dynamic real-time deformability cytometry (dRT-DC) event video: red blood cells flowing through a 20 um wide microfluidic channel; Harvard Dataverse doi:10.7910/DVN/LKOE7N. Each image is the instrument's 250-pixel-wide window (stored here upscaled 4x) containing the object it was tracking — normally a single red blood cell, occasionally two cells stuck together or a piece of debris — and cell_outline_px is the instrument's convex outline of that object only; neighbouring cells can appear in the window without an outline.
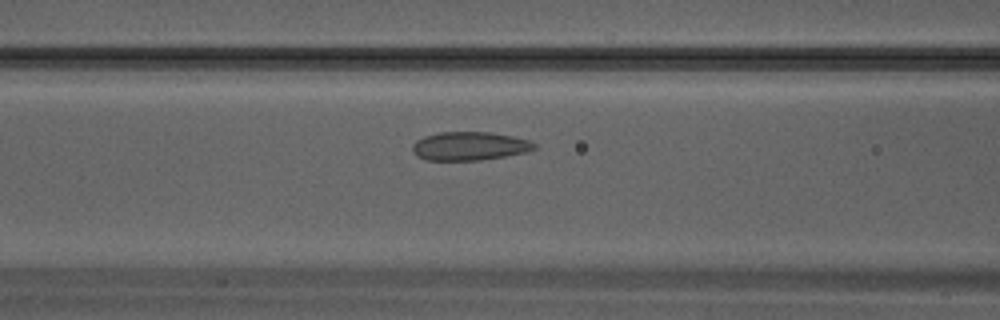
{"species": "Egyptian fruit bat (a non-hibernating species)", "species_latin": "Rousettus aegyptiacus", "temperature_condition": "warm", "stored_images_in_passage": 20, "camera_frame_rate_fps": 3000, "um_per_image_px": 0.085, "animal": {"sex": "male"}, "frame": {"image": 1, "passage_image": 6, "time_ms": 1.667, "image_size_px": [1000, 320], "cell_outline_px": [[536, 148], [528, 152], [480, 160], [428, 160], [416, 156], [412, 152], [412, 144], [416, 140], [424, 136], [440, 132], [488, 132], [512, 136], [528, 140], [536, 144]], "centroid_in_image_um": [39.89, 12.42], "position_along_channel_um": 126.7, "area_um2": 20.29}}
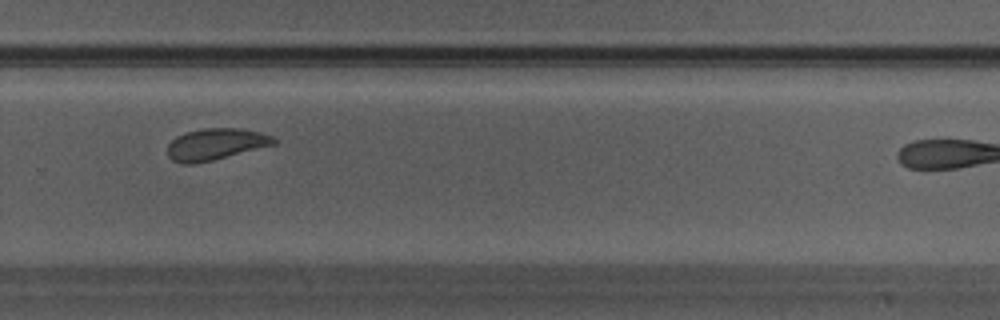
{"frame": {"image": 2, "passage_image": 15, "time_ms": 4.667, "image_size_px": [1000, 320], "cell_outline_px": [[276, 144], [212, 160], [192, 164], [184, 164], [172, 160], [168, 156], [168, 144], [176, 136], [188, 132], [204, 128], [240, 128], [260, 132], [272, 136], [276, 140]], "centroid_in_image_um": [18.32, 12.25], "position_along_channel_um": 311.5, "area_um2": 19.36}}
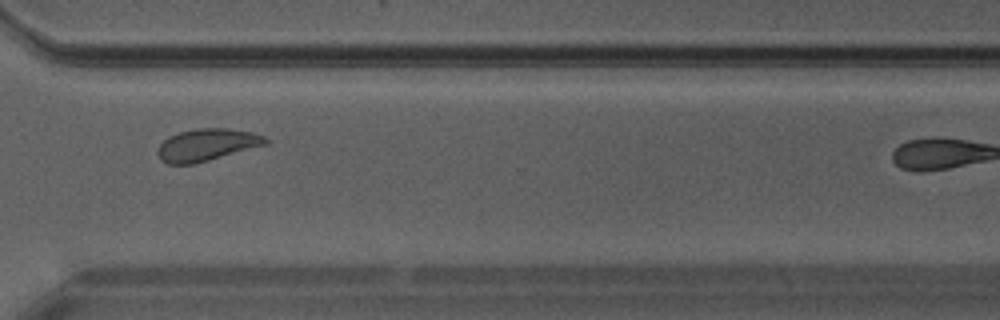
{"frame": {"image": 3, "passage_image": 17, "time_ms": 5.333, "image_size_px": [1000, 320], "cell_outline_px": [[272, 140], [268, 144], [196, 164], [168, 164], [160, 160], [156, 152], [156, 148], [168, 136], [180, 132], [196, 128], [228, 128], [252, 132], [264, 136]], "centroid_in_image_um": [17.59, 12.31], "position_along_channel_um": 353.0, "area_um2": 20.58}}